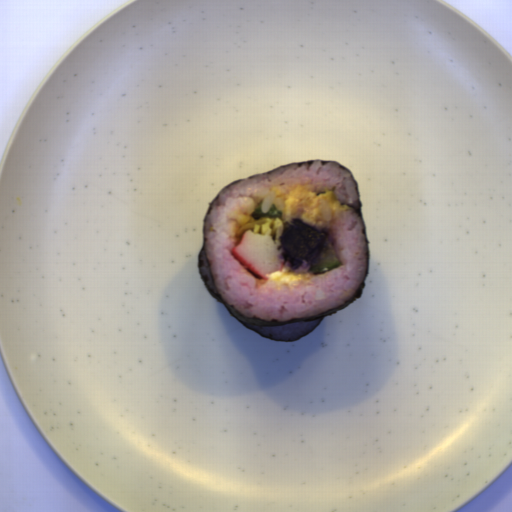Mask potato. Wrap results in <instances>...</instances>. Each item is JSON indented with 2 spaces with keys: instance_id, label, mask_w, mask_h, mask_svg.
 Wrapping results in <instances>:
<instances>
[{
  "instance_id": "72c452e6",
  "label": "potato",
  "mask_w": 512,
  "mask_h": 512,
  "mask_svg": "<svg viewBox=\"0 0 512 512\" xmlns=\"http://www.w3.org/2000/svg\"><path fill=\"white\" fill-rule=\"evenodd\" d=\"M333 237L329 228L307 224L299 218L285 221L278 237V249L282 250V261L290 269H298L304 261L313 265L323 254L332 250Z\"/></svg>"
}]
</instances>
